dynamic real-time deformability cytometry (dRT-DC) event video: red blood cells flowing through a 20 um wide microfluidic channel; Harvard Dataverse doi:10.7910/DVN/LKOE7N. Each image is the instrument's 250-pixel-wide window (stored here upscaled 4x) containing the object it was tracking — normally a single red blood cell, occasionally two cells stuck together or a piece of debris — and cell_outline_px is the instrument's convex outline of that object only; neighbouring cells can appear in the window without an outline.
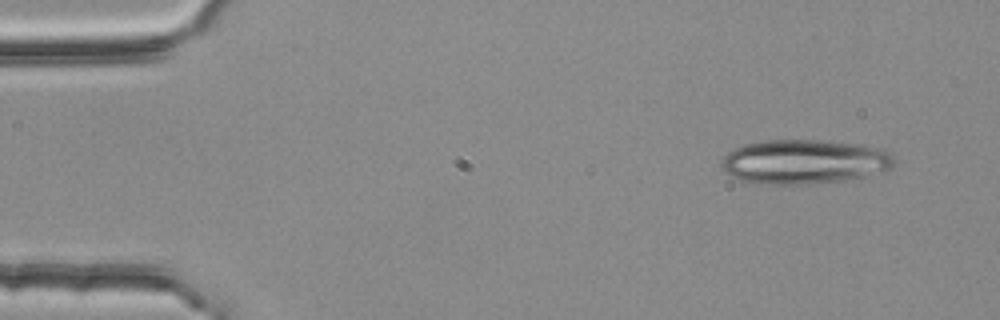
{"species": "common noctule bat (a hibernating species)", "species_latin": "Nyctalus noctula", "temperature_condition": "room temperature", "stored_images_in_passage": 3, "camera_frame_rate_fps": 3000, "um_per_image_px": 0.085, "animal": {"sex": "female", "body_mass_g": 25.1}, "frame": {"image": 1, "passage_image": 1, "time_ms": 0.0, "image_size_px": [1000, 320], "cell_outline_px": [[896, 164], [892, 168], [844, 180], [812, 184], [756, 184], [740, 180], [728, 176], [720, 164], [724, 156], [728, 152], [744, 144], [768, 140], [820, 140], [852, 144], [880, 148], [888, 152], [896, 160]], "centroid_in_image_um": [68.3, 13.75], "position_along_channel_um": 16.7, "area_um2": 44.51}}